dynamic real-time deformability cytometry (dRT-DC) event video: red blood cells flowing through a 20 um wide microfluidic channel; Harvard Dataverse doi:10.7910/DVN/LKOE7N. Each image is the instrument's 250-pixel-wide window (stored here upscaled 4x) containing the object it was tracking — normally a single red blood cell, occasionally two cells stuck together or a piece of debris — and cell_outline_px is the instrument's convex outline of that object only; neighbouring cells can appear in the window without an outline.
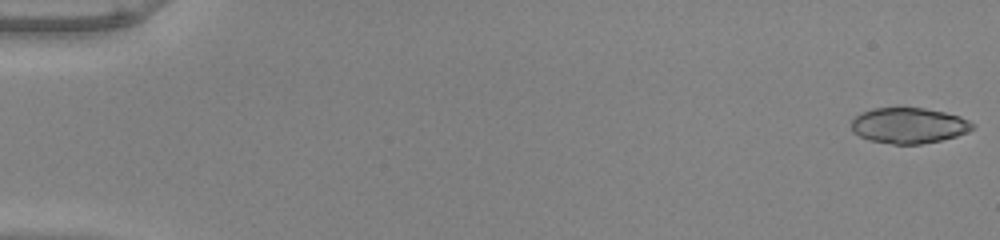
{"species": "common noctule bat (a hibernating species)", "species_latin": "Nyctalus noctula", "temperature_condition": "warm", "stored_images_in_passage": 11, "camera_frame_rate_fps": 3000, "um_per_image_px": 0.085, "animal": {"sex": "male", "body_mass_g": 20.0, "forearm_length_mm": 53.3}, "frame": {"image": 1, "passage_image": 1, "time_ms": 0.0, "image_size_px": [1000, 240], "cell_outline_px": [[976, 128], [968, 132], [956, 136], [940, 140], [920, 144], [892, 144], [868, 140], [852, 132], [852, 120], [856, 116], [872, 108], [924, 108], [944, 112], [960, 116], [976, 124]], "centroid_in_image_um": [77.28, 10.67], "position_along_channel_um": 7.7, "area_um2": 25.2}}